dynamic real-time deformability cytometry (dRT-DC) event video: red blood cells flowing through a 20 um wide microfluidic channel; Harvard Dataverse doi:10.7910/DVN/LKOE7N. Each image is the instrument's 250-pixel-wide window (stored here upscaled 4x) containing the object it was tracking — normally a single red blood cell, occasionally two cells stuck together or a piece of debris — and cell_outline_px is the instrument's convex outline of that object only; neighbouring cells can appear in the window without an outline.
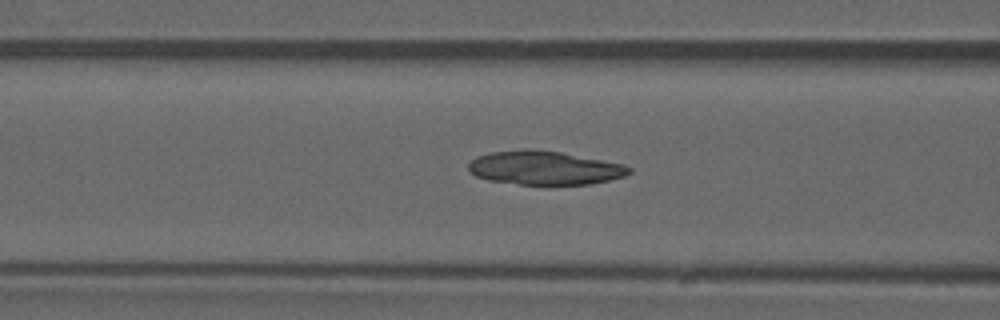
{"species": "common noctule bat (a hibernating species)", "species_latin": "Nyctalus noctula", "temperature_condition": "warm", "stored_images_in_passage": 44, "camera_frame_rate_fps": 3000, "um_per_image_px": 0.085, "animal": {"sex": "male", "forearm_length_mm": 52.5}, "frame": {"image": 1, "passage_image": 17, "time_ms": 5.333, "image_size_px": [1000, 320], "cell_outline_px": [[632, 172], [624, 176], [608, 180], [588, 184], [520, 184], [488, 180], [476, 176], [468, 168], [468, 164], [476, 156], [492, 152], [524, 148], [532, 148], [560, 152], [624, 164], [632, 168]], "centroid_in_image_um": [46.28, 14.25], "position_along_channel_um": 120.3, "area_um2": 31.5}}
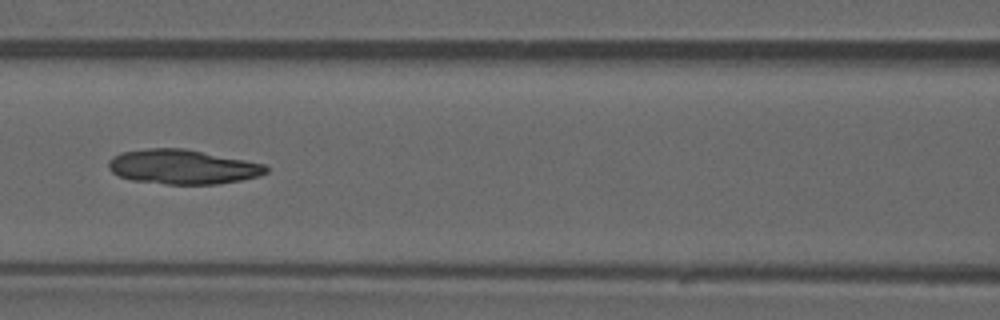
{"frame": {"image": 2, "passage_image": 19, "time_ms": 6.0, "image_size_px": [1000, 320], "cell_outline_px": [[268, 172], [260, 176], [240, 180], [216, 184], [168, 184], [132, 180], [120, 176], [112, 172], [108, 168], [108, 160], [112, 156], [120, 152], [148, 148], [184, 148], [264, 164], [268, 168]], "centroid_in_image_um": [15.49, 14.18], "position_along_channel_um": 151.1, "area_um2": 31.62}}
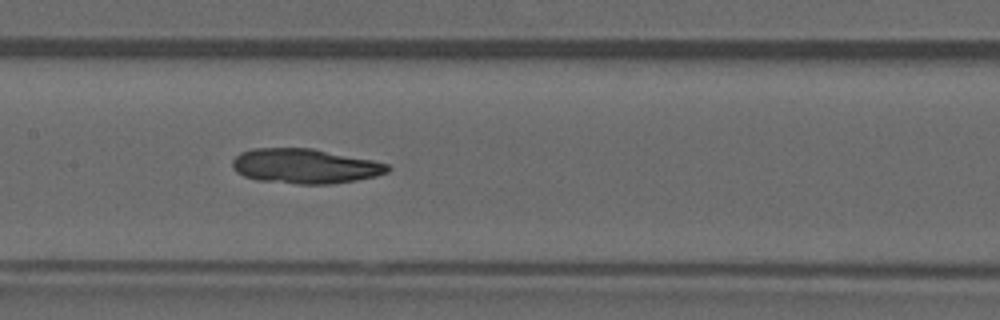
{"frame": {"image": 3, "passage_image": 21, "time_ms": 6.667, "image_size_px": [1000, 320], "cell_outline_px": [[392, 168], [388, 172], [376, 176], [356, 180], [328, 184], [300, 184], [256, 180], [244, 176], [236, 172], [232, 168], [232, 160], [240, 152], [252, 148], [312, 148], [372, 160], [388, 164]], "centroid_in_image_um": [25.9, 14.12], "position_along_channel_um": 181.5, "area_um2": 31.56}}